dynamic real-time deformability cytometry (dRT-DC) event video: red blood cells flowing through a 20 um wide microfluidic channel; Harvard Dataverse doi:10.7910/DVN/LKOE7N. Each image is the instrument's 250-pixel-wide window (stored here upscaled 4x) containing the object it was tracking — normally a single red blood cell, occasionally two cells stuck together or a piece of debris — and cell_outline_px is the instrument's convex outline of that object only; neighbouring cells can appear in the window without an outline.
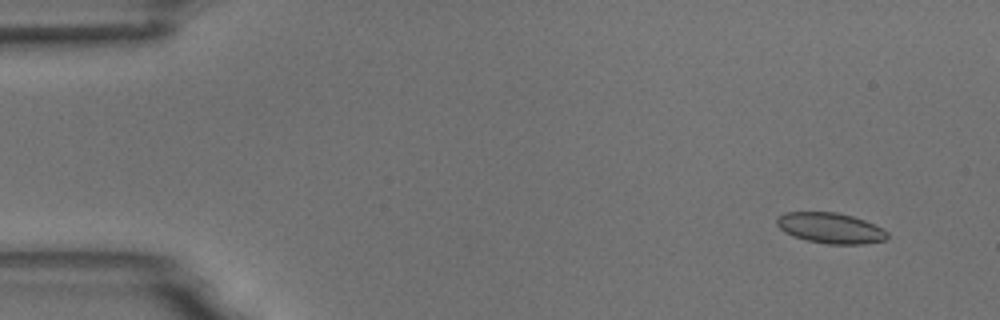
{"species": "common noctule bat (a hibernating species)", "species_latin": "Nyctalus noctula", "temperature_condition": "room temperature", "stored_images_in_passage": 7, "camera_frame_rate_fps": 3000, "um_per_image_px": 0.085, "animal": {"sex": "male", "body_mass_g": 18.8}, "frame": {"image": 1, "passage_image": 1, "time_ms": 0.0, "image_size_px": [1000, 320], "cell_outline_px": [[888, 240], [864, 244], [828, 244], [808, 240], [792, 236], [784, 232], [776, 224], [776, 216], [784, 212], [836, 212], [852, 216], [864, 220], [888, 232]], "centroid_in_image_um": [70.56, 19.38], "position_along_channel_um": 14.4, "area_um2": 19.77}}
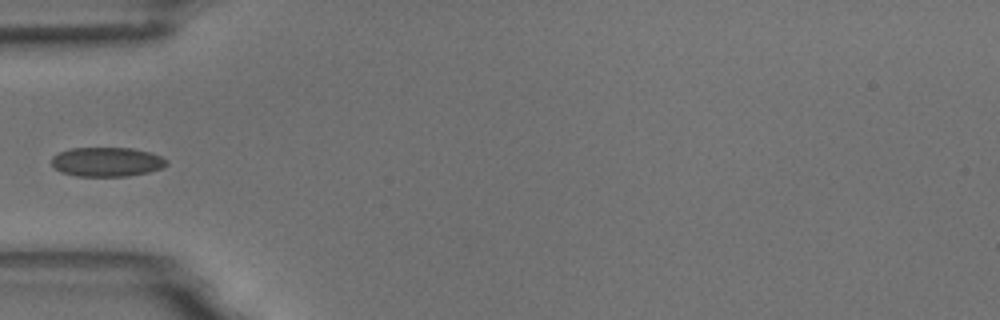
{"frame": {"image": 2, "passage_image": 4, "time_ms": 4.667, "image_size_px": [1000, 320], "cell_outline_px": [[168, 164], [164, 168], [148, 172], [128, 176], [76, 176], [60, 172], [52, 164], [52, 156], [68, 148], [132, 148], [152, 152], [168, 160]], "centroid_in_image_um": [9.11, 13.76], "position_along_channel_um": 75.9, "area_um2": 19.83}}